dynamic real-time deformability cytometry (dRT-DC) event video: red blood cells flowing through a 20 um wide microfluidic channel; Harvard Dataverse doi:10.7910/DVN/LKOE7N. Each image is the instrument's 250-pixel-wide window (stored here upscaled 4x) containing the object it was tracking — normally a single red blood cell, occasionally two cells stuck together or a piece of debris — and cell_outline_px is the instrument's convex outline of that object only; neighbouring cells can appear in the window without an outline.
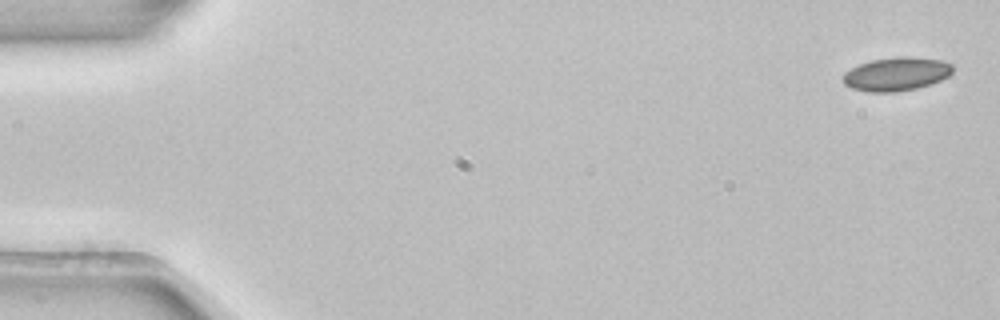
{"species": "common noctule bat (a hibernating species)", "species_latin": "Nyctalus noctula", "temperature_condition": "room temperature", "stored_images_in_passage": 3, "camera_frame_rate_fps": 3000, "um_per_image_px": 0.085, "animal": {"sex": "female", "body_mass_g": 22.7, "forearm_length_mm": 54.2}, "frame": {"image": 1, "passage_image": 1, "time_ms": 0.0, "image_size_px": [1000, 320], "cell_outline_px": [[952, 72], [948, 76], [940, 80], [916, 88], [896, 92], [868, 92], [852, 88], [844, 84], [844, 72], [860, 64], [872, 60], [904, 56], [940, 60], [952, 64]], "centroid_in_image_um": [76.18, 6.3], "position_along_channel_um": 8.8, "area_um2": 21.1}}